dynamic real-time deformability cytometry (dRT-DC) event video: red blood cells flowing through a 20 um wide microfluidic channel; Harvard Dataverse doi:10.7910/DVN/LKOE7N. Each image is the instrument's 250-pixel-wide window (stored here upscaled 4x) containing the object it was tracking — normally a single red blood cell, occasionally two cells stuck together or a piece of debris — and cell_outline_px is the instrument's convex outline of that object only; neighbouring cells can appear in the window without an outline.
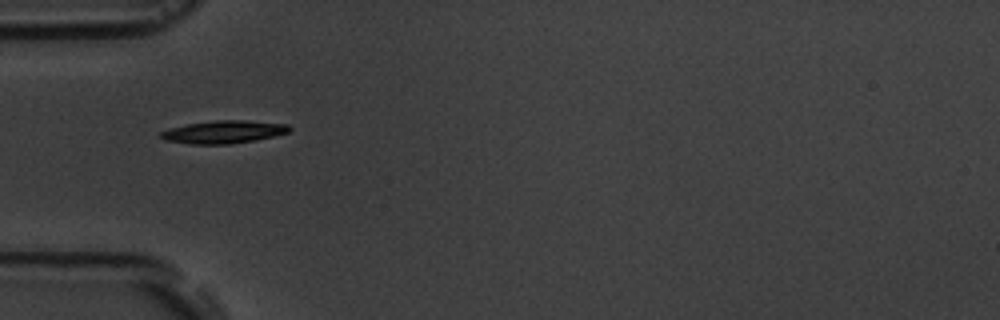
{"species": "common noctule bat (a hibernating species)", "species_latin": "Nyctalus noctula", "temperature_condition": "room temperature", "stored_images_in_passage": 15, "camera_frame_rate_fps": 3000, "um_per_image_px": 0.085, "animal": {"sex": "male", "body_mass_g": 19.5, "forearm_length_mm": 54.6}, "frame": {"image": 1, "passage_image": 5, "time_ms": 4.667, "image_size_px": [1000, 320], "cell_outline_px": [[292, 128], [288, 132], [256, 140], [232, 144], [192, 144], [168, 140], [160, 136], [160, 132], [168, 128], [188, 124], [216, 120], [244, 120], [288, 124]], "centroid_in_image_um": [19.03, 11.21], "position_along_channel_um": 66.0, "area_um2": 16.94}}
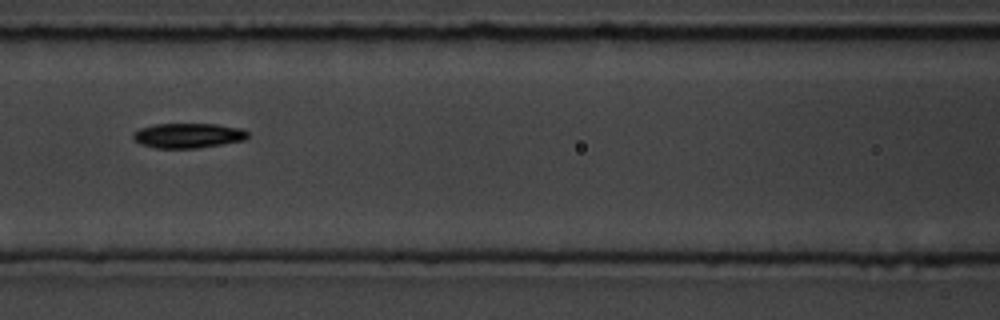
{"frame": {"image": 2, "passage_image": 7, "time_ms": 7.0, "image_size_px": [1000, 320], "cell_outline_px": [[248, 136], [244, 140], [196, 148], [156, 148], [140, 144], [132, 136], [132, 132], [140, 128], [156, 124], [216, 124], [240, 128], [248, 132]], "centroid_in_image_um": [15.96, 11.52], "position_along_channel_um": 150.6, "area_um2": 16.47}}
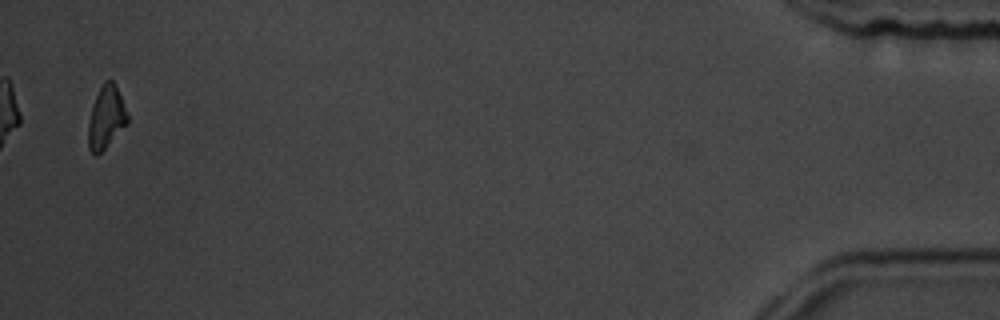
{"frame": {"image": 3, "passage_image": 15, "time_ms": 17.0, "image_size_px": [1000, 320], "cell_outline_px": [[128, 124], [96, 156], [88, 148], [88, 124], [92, 108], [96, 96], [104, 80], [112, 80], [128, 112]], "centroid_in_image_um": [9.03, 9.99], "position_along_channel_um": 426.2, "area_um2": 14.05}}